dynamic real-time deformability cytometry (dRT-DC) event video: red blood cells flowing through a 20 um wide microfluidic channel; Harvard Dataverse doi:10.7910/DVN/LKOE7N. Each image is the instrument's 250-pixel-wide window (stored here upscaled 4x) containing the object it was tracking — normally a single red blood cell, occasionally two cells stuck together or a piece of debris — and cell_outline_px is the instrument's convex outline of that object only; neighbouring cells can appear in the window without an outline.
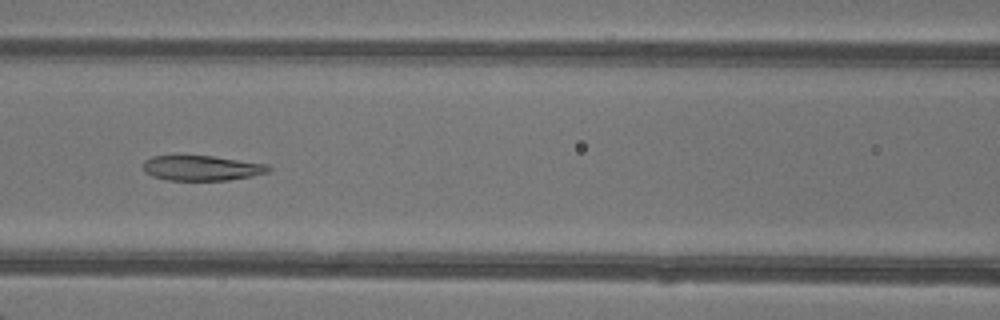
{"species": "common noctule bat (a hibernating species)", "species_latin": "Nyctalus noctula", "temperature_condition": "warm", "stored_images_in_passage": 50, "segment_of_instrument_passage": [1, 2], "camera_frame_rate_fps": 3000, "um_per_image_px": 0.085, "animal": {"sex": "female"}, "frame": {"image": 1, "passage_image": 23, "time_ms": 7.333, "image_size_px": [1000, 320], "cell_outline_px": [[272, 168], [268, 172], [252, 176], [228, 180], [168, 180], [152, 176], [144, 172], [144, 160], [152, 156], [176, 152], [180, 152], [212, 156], [268, 164]], "centroid_in_image_um": [17.07, 14.23], "position_along_channel_um": 149.5, "area_um2": 19.19}}
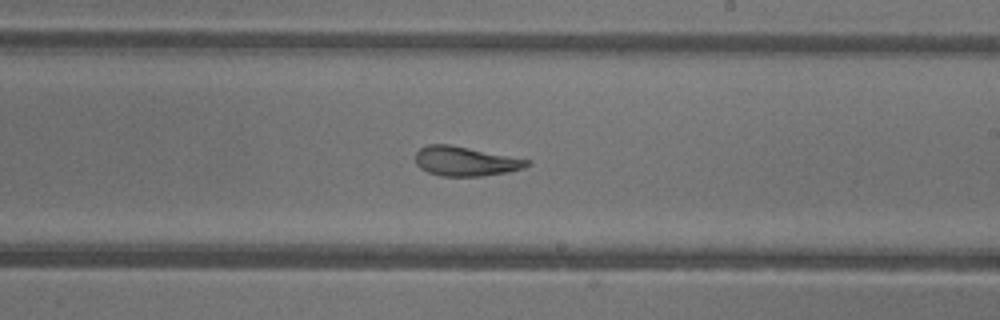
{"frame": {"image": 2, "passage_image": 30, "time_ms": 9.667, "image_size_px": [1000, 320], "cell_outline_px": [[532, 164], [524, 168], [508, 172], [484, 176], [440, 176], [428, 172], [420, 168], [416, 164], [416, 152], [420, 148], [428, 144], [448, 144], [532, 160]], "centroid_in_image_um": [39.59, 13.71], "position_along_channel_um": 249.4, "area_um2": 19.25}}
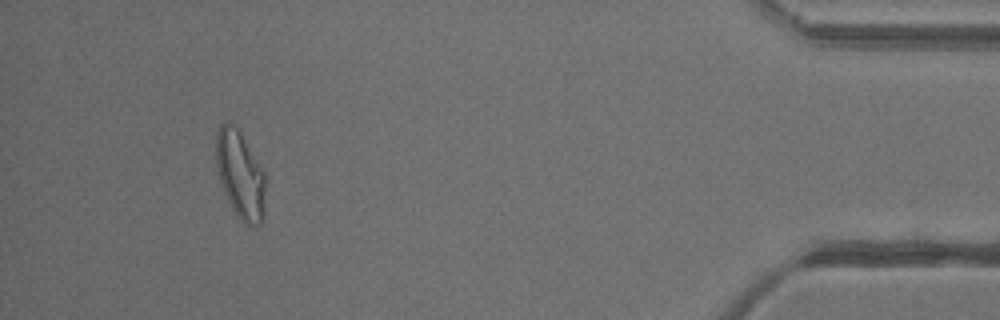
{"frame": {"image": 3, "passage_image": 46, "time_ms": 15.0, "image_size_px": [1000, 320], "cell_outline_px": [[264, 220], [256, 228], [252, 228], [244, 224], [236, 216], [224, 192], [216, 172], [216, 132], [220, 124], [224, 120], [228, 120], [240, 132], [264, 172]], "centroid_in_image_um": [20.4, 14.9], "position_along_channel_um": 414.8, "area_um2": 25.55}}